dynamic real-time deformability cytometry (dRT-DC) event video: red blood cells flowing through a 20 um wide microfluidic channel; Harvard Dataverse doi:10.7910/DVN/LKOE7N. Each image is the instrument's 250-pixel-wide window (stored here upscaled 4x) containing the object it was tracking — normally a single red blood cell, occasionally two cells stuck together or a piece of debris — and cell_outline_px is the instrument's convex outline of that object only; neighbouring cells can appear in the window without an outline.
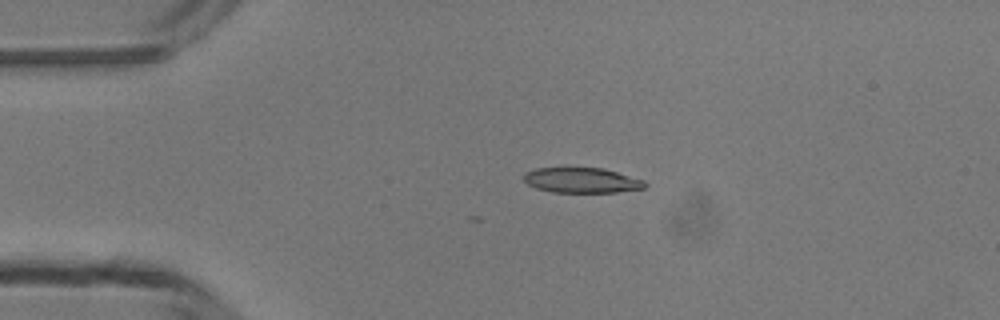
{"species": "common noctule bat (a hibernating species)", "species_latin": "Nyctalus noctula", "temperature_condition": "room temperature", "stored_images_in_passage": 5, "camera_frame_rate_fps": 3000, "um_per_image_px": 0.085, "animal": {"sex": "male", "body_mass_g": 13.3}, "frame": {"image": 1, "passage_image": 3, "time_ms": 2.0, "image_size_px": [1000, 320], "cell_outline_px": [[648, 184], [644, 188], [616, 192], [552, 192], [536, 188], [528, 184], [524, 180], [524, 172], [536, 168], [568, 164], [604, 168], [644, 180]], "centroid_in_image_um": [49.39, 15.26], "position_along_channel_um": 35.6, "area_um2": 18.73}}